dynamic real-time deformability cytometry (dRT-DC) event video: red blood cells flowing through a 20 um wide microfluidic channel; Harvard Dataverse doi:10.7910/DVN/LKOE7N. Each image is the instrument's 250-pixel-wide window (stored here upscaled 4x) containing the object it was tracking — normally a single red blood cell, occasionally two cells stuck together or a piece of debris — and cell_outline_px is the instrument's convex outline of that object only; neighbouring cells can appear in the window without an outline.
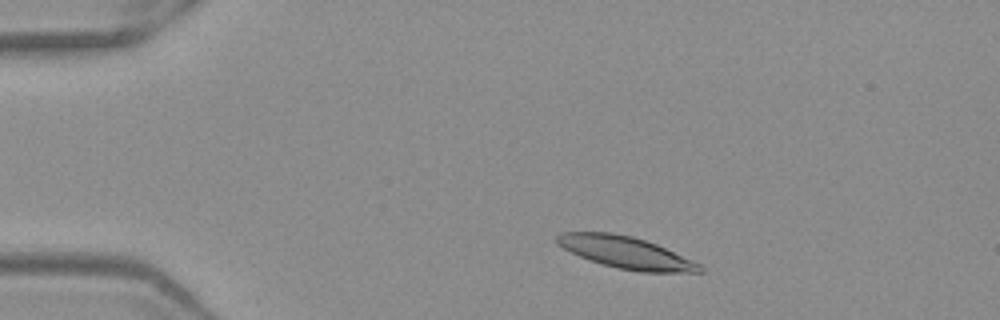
{"species": "Egyptian fruit bat (a non-hibernating species)", "species_latin": "Rousettus aegyptiacus", "temperature_condition": "warm", "stored_images_in_passage": 48, "camera_frame_rate_fps": 3000, "um_per_image_px": 0.085, "frame": {"image": 1, "passage_image": 6, "time_ms": 1.667, "image_size_px": [1000, 320], "cell_outline_px": [[704, 272], [640, 272], [600, 264], [580, 256], [556, 244], [556, 236], [560, 232], [612, 232], [632, 236], [656, 244], [692, 260], [700, 264], [704, 268]], "centroid_in_image_um": [53.19, 21.46], "position_along_channel_um": 31.8, "area_um2": 26.41}}
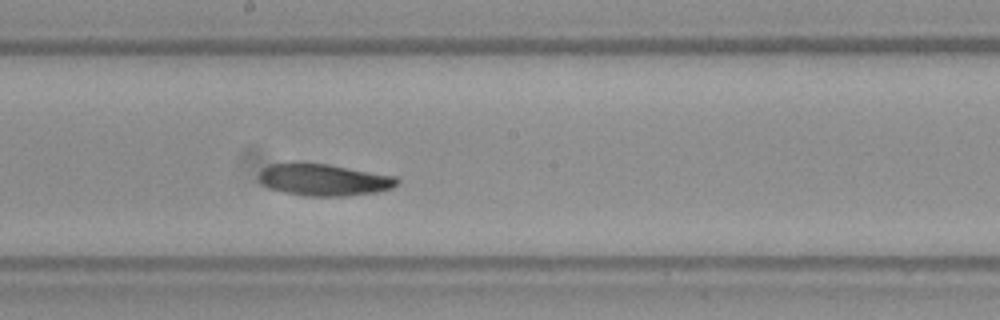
{"frame": {"image": 2, "passage_image": 25, "time_ms": 8.0, "image_size_px": [1000, 320], "cell_outline_px": [[400, 184], [392, 188], [376, 192], [348, 196], [304, 196], [284, 192], [268, 188], [260, 180], [260, 172], [268, 164], [292, 160], [304, 160], [328, 164], [396, 176], [400, 180]], "centroid_in_image_um": [27.51, 15.24], "position_along_channel_um": 220.7, "area_um2": 26.47}}
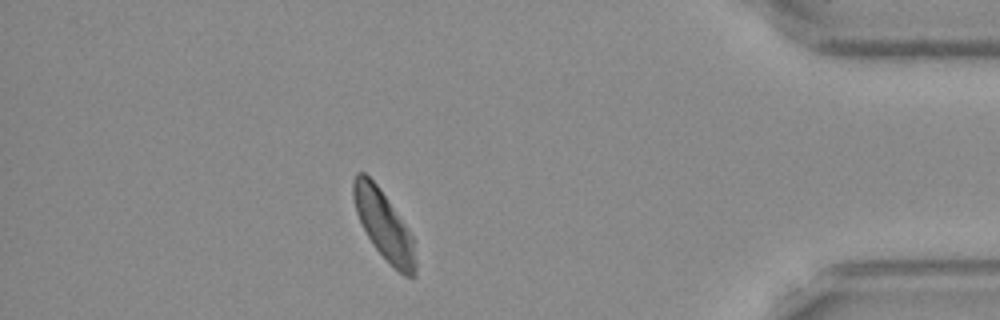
{"frame": {"image": 3, "passage_image": 42, "time_ms": 13.667, "image_size_px": [1000, 320], "cell_outline_px": [[416, 276], [404, 276], [372, 244], [356, 212], [352, 196], [352, 180], [356, 172], [364, 172], [380, 188], [408, 228], [412, 236], [416, 264]], "centroid_in_image_um": [32.61, 19.09], "position_along_channel_um": 402.6, "area_um2": 24.45}, "authors_computed_cell_mechanics": {"area_um2": 26.1256, "velocity_mm_per_s": 3.9111, "shape_relaxation_time_tau1_ms": 8.5351, "shape_relaxation_time_tau2_ms": 10.8762, "deformation_change_tau1": 0.2199, "deformation_change_tau2": 0.1864}}